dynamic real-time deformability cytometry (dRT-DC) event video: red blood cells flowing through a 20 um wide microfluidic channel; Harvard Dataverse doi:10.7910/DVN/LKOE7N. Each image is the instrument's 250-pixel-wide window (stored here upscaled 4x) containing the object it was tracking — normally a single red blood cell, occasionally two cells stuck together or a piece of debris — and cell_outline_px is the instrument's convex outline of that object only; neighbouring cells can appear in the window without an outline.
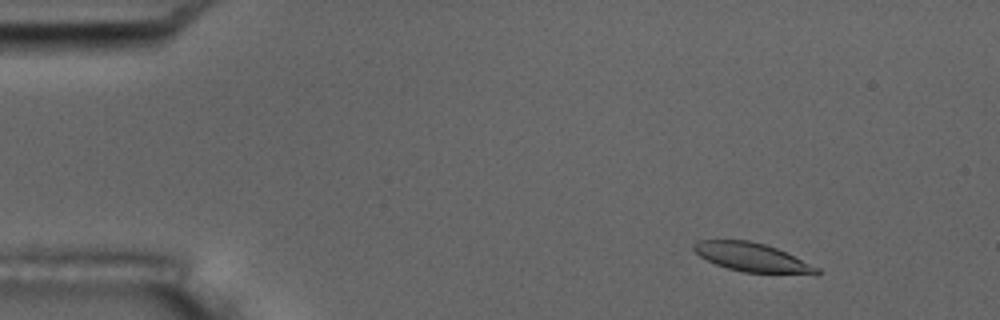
{"species": "common noctule bat (a hibernating species)", "species_latin": "Nyctalus noctula", "temperature_condition": "room temperature", "stored_images_in_passage": 5, "camera_frame_rate_fps": 3000, "um_per_image_px": 0.085, "animal": {"sex": "male", "body_mass_g": 17.5, "forearm_length_mm": 52.3}, "frame": {"image": 1, "passage_image": 2, "time_ms": 1.333, "image_size_px": [1000, 320], "cell_outline_px": [[820, 272], [816, 276], [744, 272], [728, 268], [716, 264], [700, 256], [692, 248], [692, 244], [700, 240], [748, 240], [764, 244], [776, 248], [820, 268]], "centroid_in_image_um": [64.0, 21.9], "position_along_channel_um": 21.0, "area_um2": 20.81}}
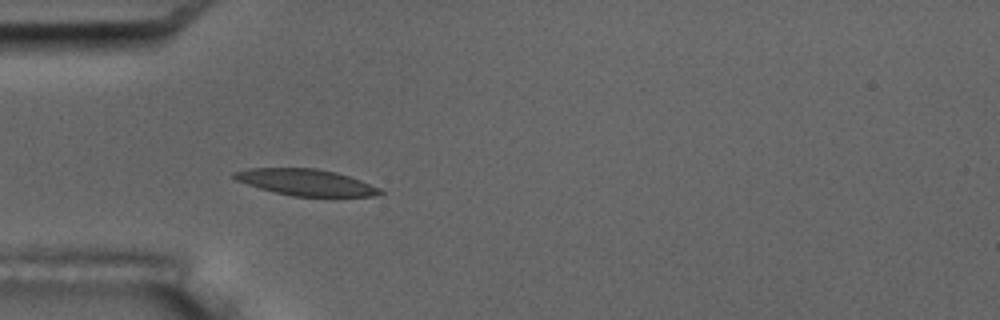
{"frame": {"image": 2, "passage_image": 5, "time_ms": 4.667, "image_size_px": [1000, 320], "cell_outline_px": [[384, 192], [372, 196], [292, 196], [260, 188], [236, 180], [232, 176], [232, 172], [248, 168], [316, 168], [336, 172], [360, 180], [380, 188]], "centroid_in_image_um": [25.98, 15.49], "position_along_channel_um": 59.0, "area_um2": 22.2}}